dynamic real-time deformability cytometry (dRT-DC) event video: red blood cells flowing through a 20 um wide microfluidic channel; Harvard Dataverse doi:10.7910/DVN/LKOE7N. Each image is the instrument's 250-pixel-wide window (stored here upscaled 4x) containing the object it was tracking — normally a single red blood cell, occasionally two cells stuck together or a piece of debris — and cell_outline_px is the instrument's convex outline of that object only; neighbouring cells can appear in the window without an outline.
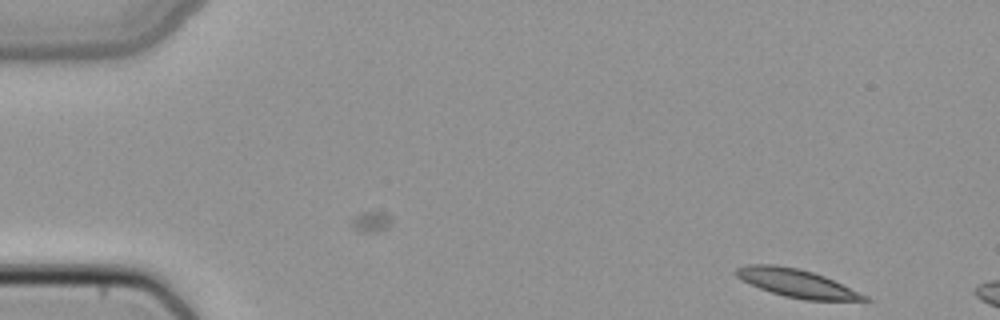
{"species": "common noctule bat (a hibernating species)", "species_latin": "Nyctalus noctula", "temperature_condition": "cold", "stored_images_in_passage": 3, "camera_frame_rate_fps": 3000, "um_per_image_px": 0.085, "animal": {"sex": "female", "body_mass_g": 22.7, "forearm_length_mm": 54.2}, "frame": {"image": 1, "passage_image": 3, "time_ms": 0.667, "image_size_px": [1000, 320], "cell_outline_px": [[872, 300], [804, 300], [784, 296], [760, 288], [736, 276], [736, 268], [748, 264], [776, 264], [800, 268], [824, 276], [868, 296]], "centroid_in_image_um": [67.72, 24.06], "position_along_channel_um": 17.3, "area_um2": 20.69}}